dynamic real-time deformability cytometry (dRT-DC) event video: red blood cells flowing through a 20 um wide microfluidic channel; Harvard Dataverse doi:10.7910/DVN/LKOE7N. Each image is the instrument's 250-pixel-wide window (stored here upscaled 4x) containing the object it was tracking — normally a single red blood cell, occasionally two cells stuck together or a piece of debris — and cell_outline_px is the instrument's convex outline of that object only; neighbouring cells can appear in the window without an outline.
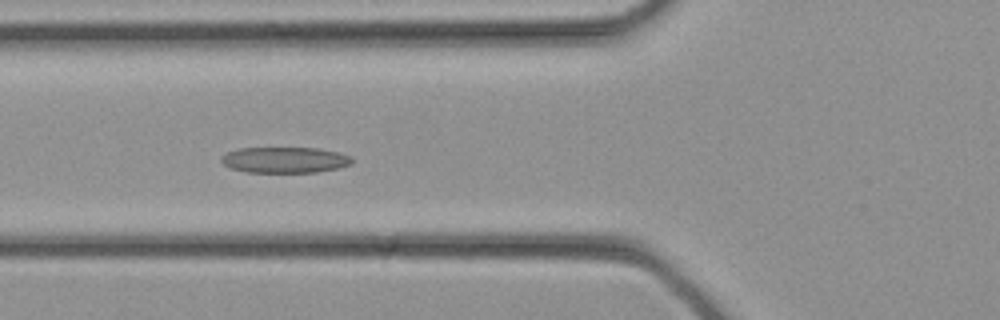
{"species": "common noctule bat (a hibernating species)", "species_latin": "Nyctalus noctula", "temperature_condition": "cold", "stored_images_in_passage": 29, "camera_frame_rate_fps": 3000, "um_per_image_px": 0.085, "animal": {"sex": "female", "body_mass_g": 21.9}, "frame": {"image": 1, "passage_image": 13, "time_ms": 4.0, "image_size_px": [1000, 320], "cell_outline_px": [[352, 164], [336, 168], [316, 172], [244, 172], [232, 168], [224, 164], [220, 160], [220, 156], [228, 152], [240, 148], [316, 148], [340, 152], [352, 156]], "centroid_in_image_um": [24.21, 13.59], "position_along_channel_um": 101.6, "area_um2": 19.71}}
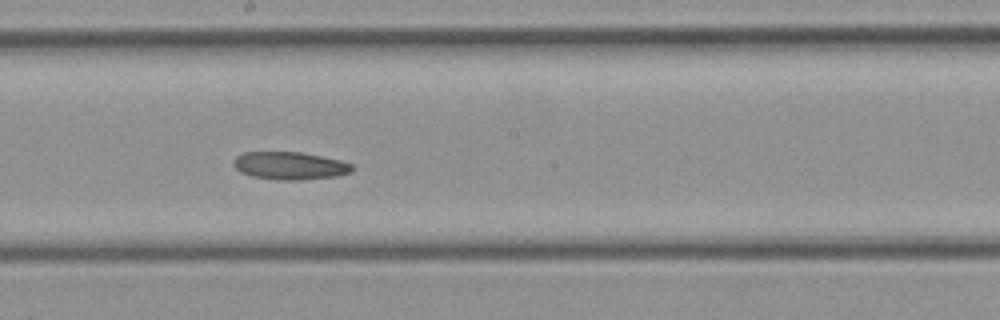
{"frame": {"image": 2, "passage_image": 19, "time_ms": 6.0, "image_size_px": [1000, 320], "cell_outline_px": [[352, 172], [340, 176], [300, 180], [280, 180], [252, 176], [240, 172], [232, 164], [236, 156], [244, 152], [300, 152], [340, 160], [352, 164]], "centroid_in_image_um": [24.64, 14.09], "position_along_channel_um": 223.6, "area_um2": 19.19}}
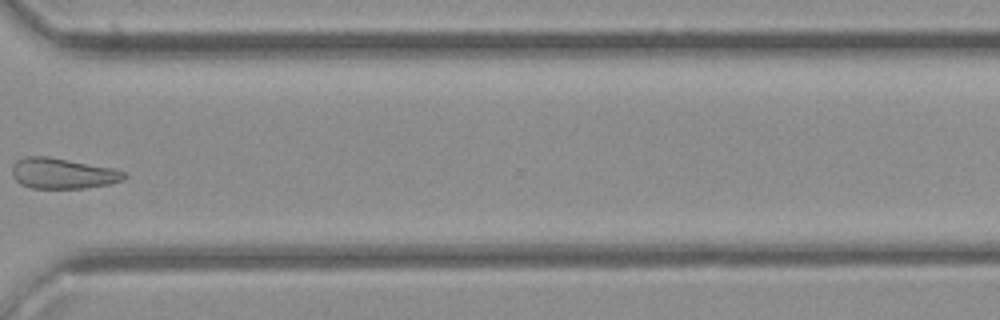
{"frame": {"image": 3, "passage_image": 26, "time_ms": 8.333, "image_size_px": [1000, 320], "cell_outline_px": [[128, 176], [124, 180], [108, 184], [84, 188], [32, 188], [20, 184], [12, 176], [12, 164], [16, 160], [24, 156], [48, 156], [112, 168], [124, 172]], "centroid_in_image_um": [5.29, 14.73], "position_along_channel_um": 365.3, "area_um2": 20.06}}